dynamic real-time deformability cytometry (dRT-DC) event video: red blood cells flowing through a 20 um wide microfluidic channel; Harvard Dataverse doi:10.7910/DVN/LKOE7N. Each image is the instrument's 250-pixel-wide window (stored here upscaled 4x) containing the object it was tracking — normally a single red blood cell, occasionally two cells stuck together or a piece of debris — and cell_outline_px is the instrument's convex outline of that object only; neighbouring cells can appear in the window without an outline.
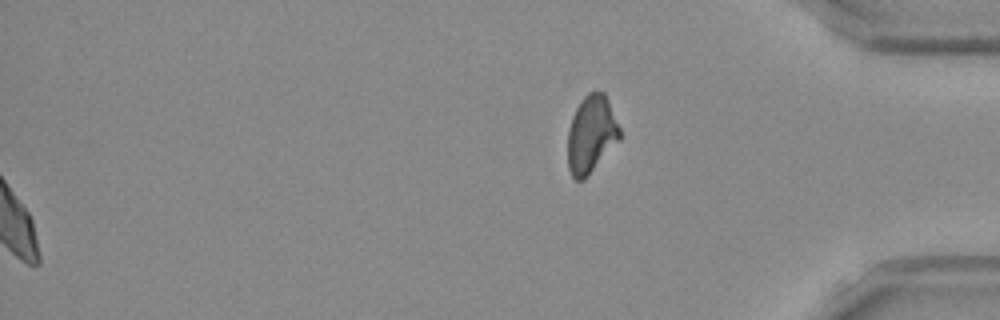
{"species": "Egyptian fruit bat (a non-hibernating species)", "species_latin": "Rousettus aegyptiacus", "temperature_condition": "room temperature", "stored_images_in_passage": 53, "segment_of_instrument_passage": [2, 2], "camera_frame_rate_fps": 3000, "um_per_image_px": 0.085, "frame": {"image": 1, "passage_image": 53, "time_ms": 17.333, "image_size_px": [1000, 320], "cell_outline_px": [[620, 140], [588, 176], [584, 180], [576, 180], [572, 176], [568, 168], [568, 132], [572, 116], [580, 100], [588, 92], [604, 92], [608, 100], [620, 128]], "centroid_in_image_um": [50.25, 11.43], "position_along_channel_um": 384.9, "area_um2": 23.52}}